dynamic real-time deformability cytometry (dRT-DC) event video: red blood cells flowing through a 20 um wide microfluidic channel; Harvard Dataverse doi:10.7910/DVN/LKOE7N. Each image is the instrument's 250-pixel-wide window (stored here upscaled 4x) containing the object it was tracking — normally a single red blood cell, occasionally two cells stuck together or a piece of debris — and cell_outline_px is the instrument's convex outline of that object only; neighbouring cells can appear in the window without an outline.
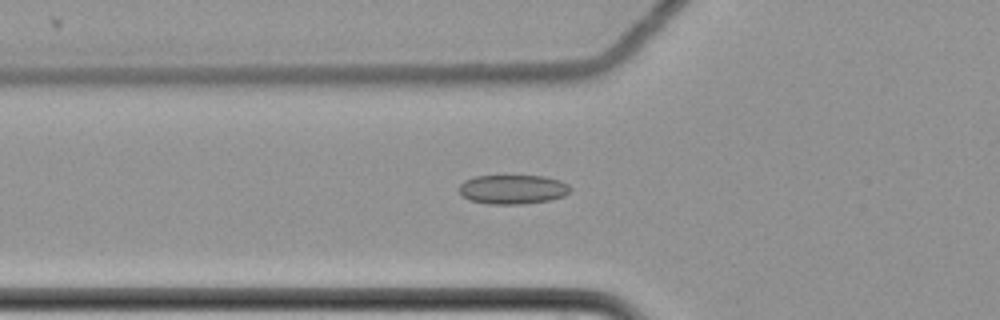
{"species": "common noctule bat (a hibernating species)", "species_latin": "Nyctalus noctula", "temperature_condition": "cold", "stored_images_in_passage": 62, "camera_frame_rate_fps": 3000, "um_per_image_px": 0.085, "animal": {"sex": "female", "body_mass_g": 22.7, "forearm_length_mm": 54.2}, "frame": {"image": 1, "passage_image": 24, "time_ms": 7.667, "image_size_px": [1000, 320], "cell_outline_px": [[572, 188], [564, 196], [552, 200], [520, 204], [488, 204], [468, 200], [460, 192], [460, 184], [464, 180], [476, 176], [544, 176], [560, 180], [568, 184]], "centroid_in_image_um": [43.6, 16.1], "position_along_channel_um": 82.2, "area_um2": 19.02}}
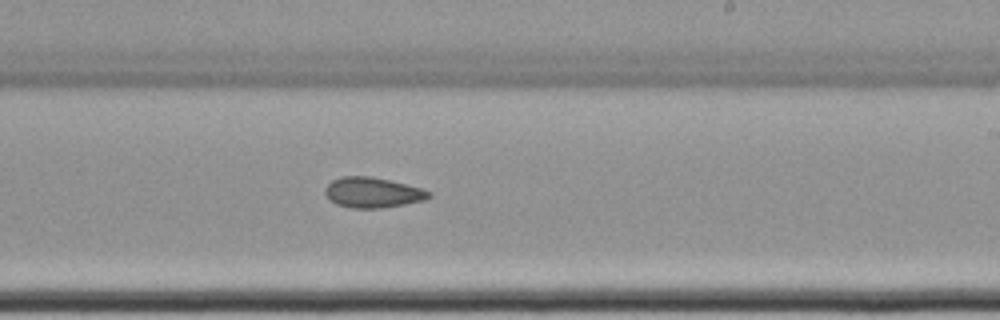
{"frame": {"image": 2, "passage_image": 39, "time_ms": 12.667, "image_size_px": [1000, 320], "cell_outline_px": [[432, 196], [424, 200], [404, 204], [380, 208], [352, 208], [336, 204], [324, 192], [324, 188], [332, 180], [340, 176], [372, 176], [420, 188], [432, 192]], "centroid_in_image_um": [31.66, 16.36], "position_along_channel_um": 257.3, "area_um2": 18.21}}
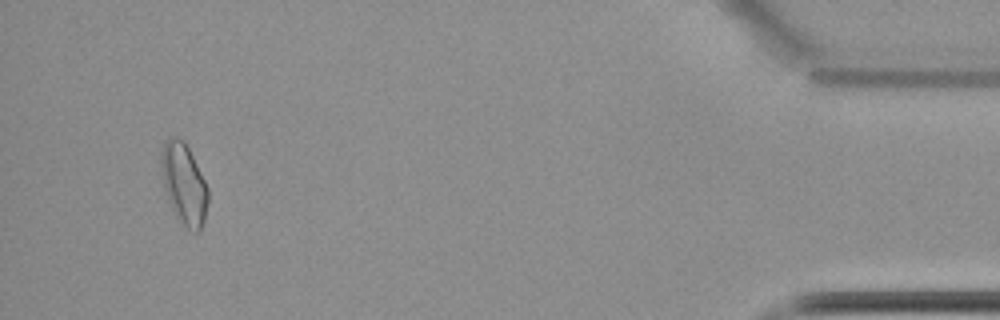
{"frame": {"image": 3, "passage_image": 59, "time_ms": 19.333, "image_size_px": [1000, 320], "cell_outline_px": [[208, 200], [204, 220], [200, 232], [192, 232], [176, 216], [168, 200], [164, 188], [160, 168], [160, 148], [164, 140], [168, 136], [176, 136], [184, 140], [208, 188]], "centroid_in_image_um": [15.6, 15.58], "position_along_channel_um": 419.6, "area_um2": 22.25}, "authors_computed_cell_mechanics": {"area_um2": 18.9584, "velocity_mm_per_s": 3.5051, "shape_relaxation_time_tau1_ms": null, "shape_relaxation_time_tau2_ms": 3.9532, "deformation_change_tau1": null, "deformation_change_tau2": 0.0739}}